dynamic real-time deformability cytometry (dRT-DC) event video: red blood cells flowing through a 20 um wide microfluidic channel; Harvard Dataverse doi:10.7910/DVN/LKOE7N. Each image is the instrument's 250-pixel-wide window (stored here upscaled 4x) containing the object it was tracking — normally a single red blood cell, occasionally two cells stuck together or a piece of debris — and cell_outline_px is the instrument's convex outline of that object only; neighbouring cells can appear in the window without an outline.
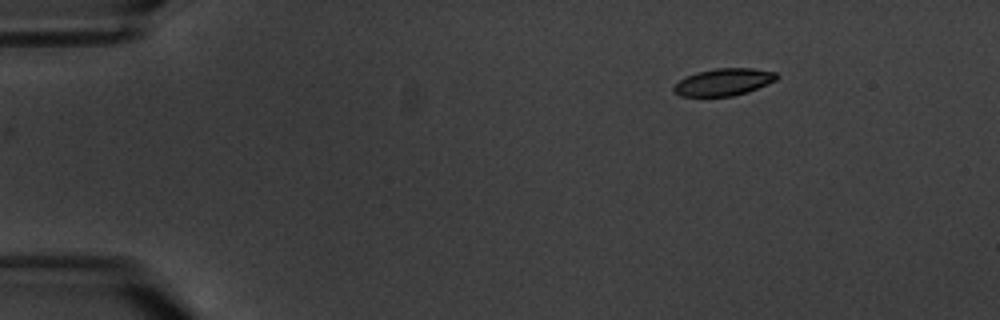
{"species": "common noctule bat (a hibernating species)", "species_latin": "Nyctalus noctula", "temperature_condition": "warm", "stored_images_in_passage": 4, "camera_frame_rate_fps": 3000, "um_per_image_px": 0.085, "animal": {"sex": "male", "body_mass_g": 20.1, "forearm_length_mm": 53.5}, "frame": {"image": 1, "passage_image": 4, "time_ms": 3.333, "image_size_px": [1000, 320], "cell_outline_px": [[780, 76], [776, 80], [748, 92], [732, 96], [680, 96], [672, 88], [680, 80], [696, 72], [716, 68], [752, 68], [776, 72]], "centroid_in_image_um": [61.54, 6.97], "position_along_channel_um": 23.5, "area_um2": 16.18}}